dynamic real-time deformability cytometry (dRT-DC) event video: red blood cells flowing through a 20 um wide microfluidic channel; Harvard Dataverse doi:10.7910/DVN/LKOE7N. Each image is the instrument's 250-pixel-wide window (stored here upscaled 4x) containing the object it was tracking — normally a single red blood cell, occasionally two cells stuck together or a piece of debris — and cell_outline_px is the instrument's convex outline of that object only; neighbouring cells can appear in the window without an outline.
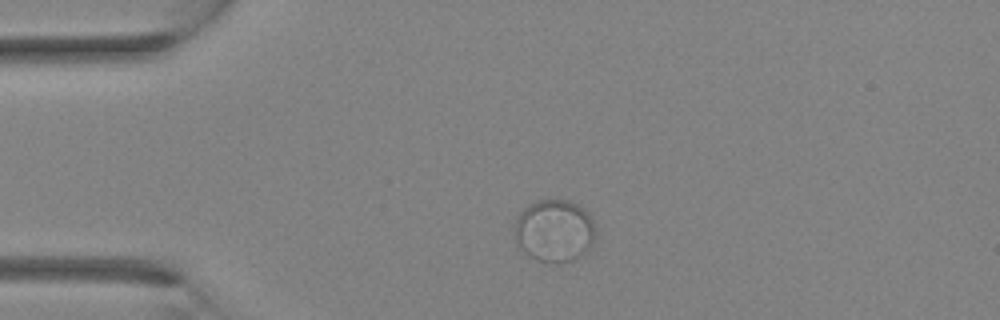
{"species": "Egyptian fruit bat (a non-hibernating species)", "species_latin": "Rousettus aegyptiacus", "temperature_condition": "room temperature", "stored_images_in_passage": 2, "camera_frame_rate_fps": 3000, "um_per_image_px": 0.085, "animal": {"sex": "female"}, "frame": {"image": 1, "passage_image": 1, "time_ms": 0.0, "image_size_px": [1000, 320], "cell_outline_px": [[596, 236], [572, 260], [540, 260], [532, 256], [516, 244], [512, 232], [516, 220], [520, 212], [528, 204], [536, 200], [568, 200], [584, 208], [588, 212], [596, 228]], "centroid_in_image_um": [47.07, 19.52], "position_along_channel_um": 37.9, "area_um2": 28.73}}